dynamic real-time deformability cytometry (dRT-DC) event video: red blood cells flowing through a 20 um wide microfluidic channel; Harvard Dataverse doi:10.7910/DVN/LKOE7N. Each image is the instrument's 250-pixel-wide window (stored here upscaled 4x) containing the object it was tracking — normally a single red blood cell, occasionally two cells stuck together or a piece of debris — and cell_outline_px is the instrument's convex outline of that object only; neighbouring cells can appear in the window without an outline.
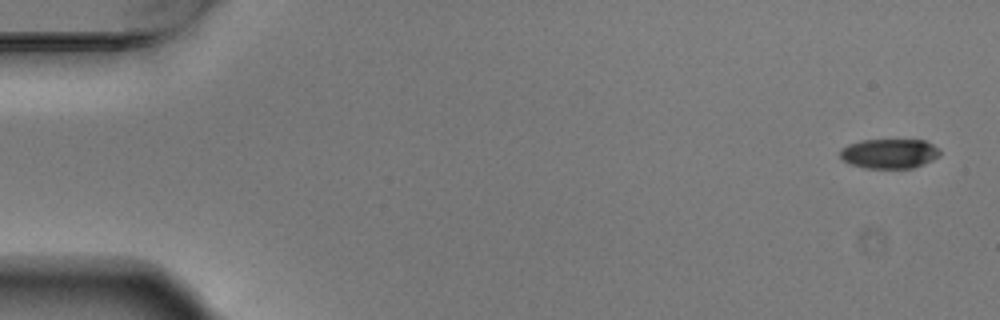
{"species": "Egyptian fruit bat (a non-hibernating species)", "species_latin": "Rousettus aegyptiacus", "temperature_condition": "warm", "stored_images_in_passage": 5, "camera_frame_rate_fps": 3000, "um_per_image_px": 0.085, "animal": {"sex": "male"}, "frame": {"image": 1, "passage_image": 1, "time_ms": 0.0, "image_size_px": [1000, 320], "cell_outline_px": [[940, 156], [924, 164], [912, 168], [864, 168], [852, 164], [844, 160], [840, 156], [840, 148], [848, 144], [860, 140], [924, 140], [932, 144], [940, 152]], "centroid_in_image_um": [75.58, 13.05], "position_along_channel_um": 9.4, "area_um2": 17.22}}
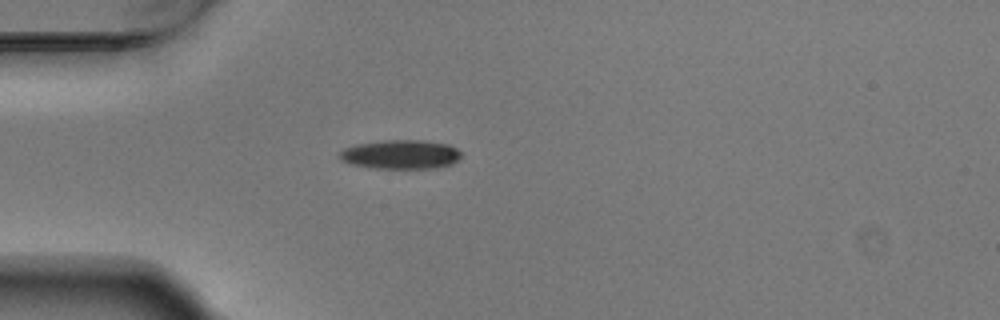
{"frame": {"image": 2, "passage_image": 4, "time_ms": 1.0, "image_size_px": [1000, 320], "cell_outline_px": [[460, 156], [452, 164], [436, 168], [372, 168], [348, 164], [340, 160], [340, 152], [344, 148], [356, 144], [384, 140], [424, 140], [448, 144], [456, 148], [460, 152]], "centroid_in_image_um": [34.03, 13.13], "position_along_channel_um": 51.0, "area_um2": 20.69}}